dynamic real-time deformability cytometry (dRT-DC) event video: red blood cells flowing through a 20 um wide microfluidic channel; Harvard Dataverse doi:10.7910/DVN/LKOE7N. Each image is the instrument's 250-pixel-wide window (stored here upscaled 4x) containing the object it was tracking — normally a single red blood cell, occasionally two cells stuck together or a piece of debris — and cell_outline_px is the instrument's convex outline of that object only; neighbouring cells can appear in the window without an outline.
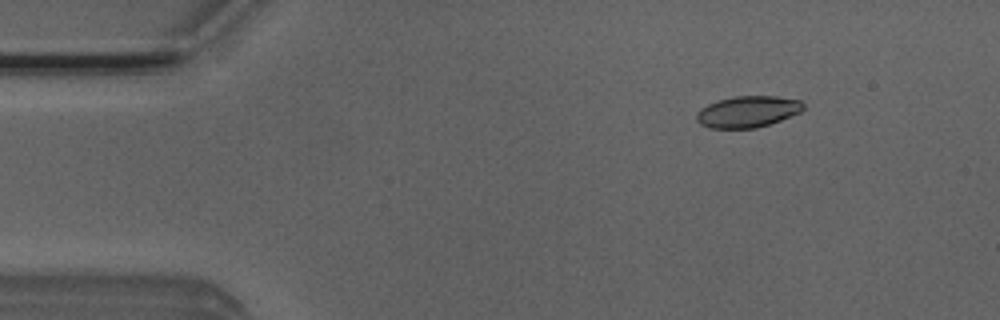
{"species": "Egyptian fruit bat (a non-hibernating species)", "species_latin": "Rousettus aegyptiacus", "temperature_condition": "room temperature", "stored_images_in_passage": 3, "camera_frame_rate_fps": 3000, "um_per_image_px": 0.085, "animal": {"sex": "male"}, "frame": {"image": 1, "passage_image": 1, "time_ms": 0.0, "image_size_px": [1000, 320], "cell_outline_px": [[804, 108], [800, 112], [780, 120], [756, 128], [712, 128], [700, 124], [696, 120], [696, 112], [700, 108], [708, 104], [720, 100], [736, 96], [776, 96], [800, 100], [804, 104]], "centroid_in_image_um": [63.54, 9.49], "position_along_channel_um": 21.5, "area_um2": 19.42}}